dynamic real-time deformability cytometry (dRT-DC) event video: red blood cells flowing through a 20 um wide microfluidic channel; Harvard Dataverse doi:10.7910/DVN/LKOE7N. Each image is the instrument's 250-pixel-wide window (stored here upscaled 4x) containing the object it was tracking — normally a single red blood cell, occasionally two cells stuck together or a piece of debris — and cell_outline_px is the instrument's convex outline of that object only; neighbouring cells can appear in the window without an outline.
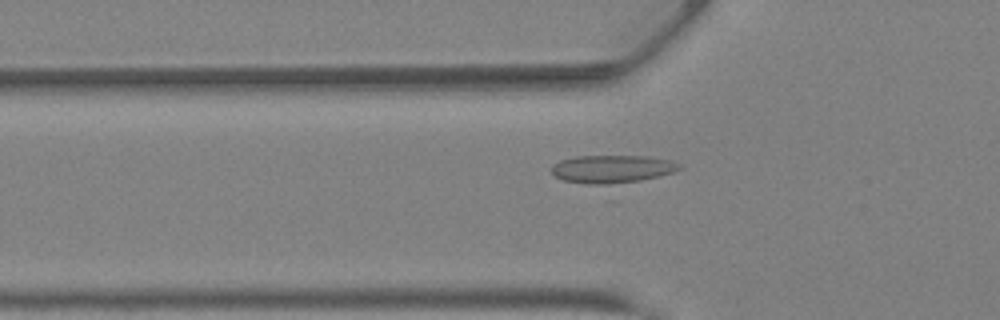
{"species": "Egyptian fruit bat (a non-hibernating species)", "species_latin": "Rousettus aegyptiacus", "temperature_condition": "warm", "stored_images_in_passage": 37, "camera_frame_rate_fps": 3000, "um_per_image_px": 0.085, "animal": {"sex": "female"}, "frame": {"image": 1, "passage_image": 8, "time_ms": 2.333, "image_size_px": [1000, 320], "cell_outline_px": [[684, 168], [660, 176], [640, 180], [608, 184], [588, 184], [564, 180], [556, 176], [552, 172], [552, 164], [560, 160], [576, 156], [648, 156], [672, 160], [680, 164]], "centroid_in_image_um": [52.06, 14.35], "position_along_channel_um": 73.7, "area_um2": 20.75}}
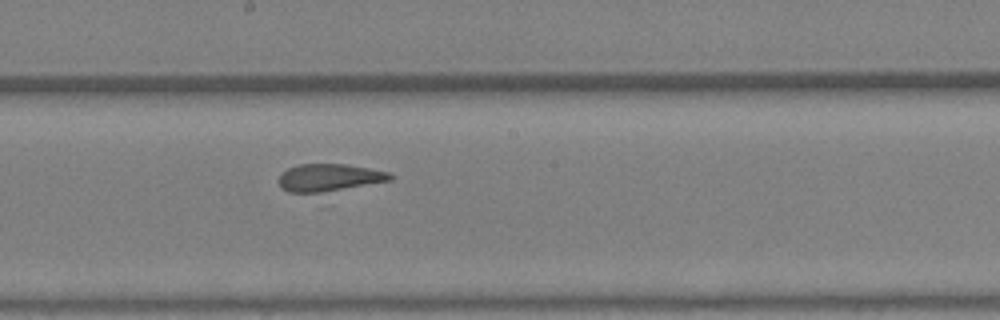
{"frame": {"image": 2, "passage_image": 17, "time_ms": 5.333, "image_size_px": [1000, 320], "cell_outline_px": [[392, 180], [328, 192], [288, 192], [280, 184], [280, 176], [288, 168], [300, 164], [348, 164], [388, 172], [392, 176]], "centroid_in_image_um": [28.02, 15.09], "position_along_channel_um": 220.2, "area_um2": 17.57}}
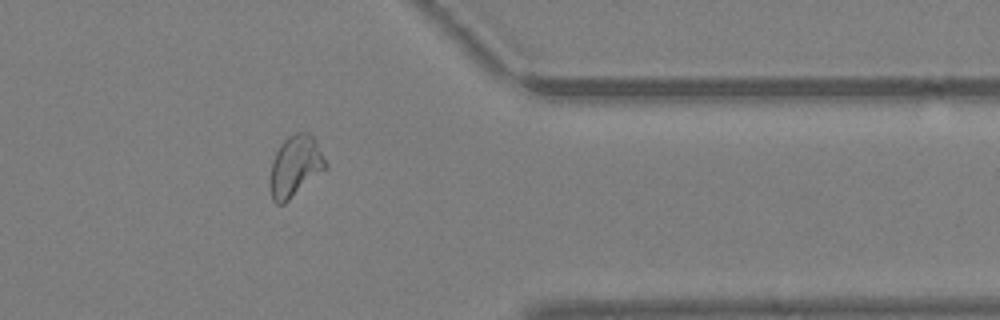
{"frame": {"image": 3, "passage_image": 28, "time_ms": 9.0, "image_size_px": [1000, 320], "cell_outline_px": [[328, 168], [284, 204], [276, 204], [272, 200], [268, 184], [268, 180], [272, 160], [280, 144], [288, 136], [296, 132], [308, 132], [316, 140], [328, 164]], "centroid_in_image_um": [25.08, 14.14], "position_along_channel_um": 386.3, "area_um2": 20.29}, "authors_computed_cell_mechanics": {"area_um2": 19.8832, "velocity_mm_per_s": 4.8789, "shape_relaxation_time_tau1_ms": null, "shape_relaxation_time_tau2_ms": 1.1047, "deformation_change_tau1": null, "deformation_change_tau2": 0.067}}